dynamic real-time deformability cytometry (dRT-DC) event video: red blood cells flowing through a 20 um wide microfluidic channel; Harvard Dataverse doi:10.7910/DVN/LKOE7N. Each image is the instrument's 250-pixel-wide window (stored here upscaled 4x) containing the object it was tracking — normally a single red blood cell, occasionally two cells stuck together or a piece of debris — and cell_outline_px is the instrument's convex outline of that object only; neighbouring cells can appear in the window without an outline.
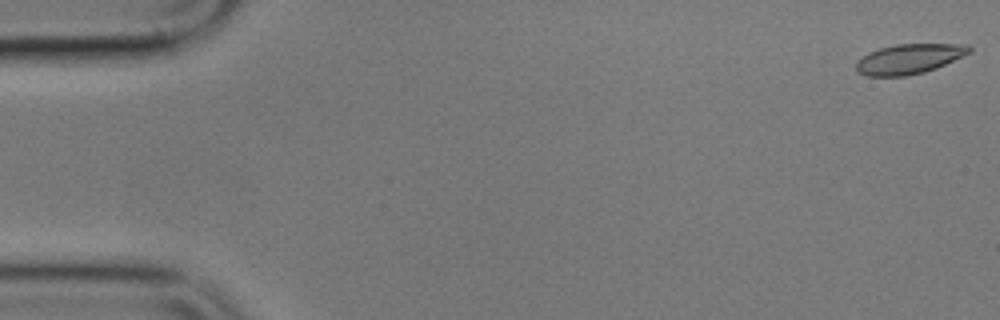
{"species": "common noctule bat (a hibernating species)", "species_latin": "Nyctalus noctula", "temperature_condition": "cold", "stored_images_in_passage": 56, "camera_frame_rate_fps": 3000, "um_per_image_px": 0.085, "animal": {"sex": "male", "body_mass_g": 17.9}, "frame": {"image": 1, "passage_image": 1, "time_ms": 0.0, "image_size_px": [1000, 320], "cell_outline_px": [[972, 52], [936, 68], [924, 72], [908, 76], [868, 76], [860, 72], [856, 68], [856, 64], [864, 56], [880, 48], [896, 44], [968, 44], [972, 48]], "centroid_in_image_um": [77.34, 5.0], "position_along_channel_um": 7.7, "area_um2": 19.48}}
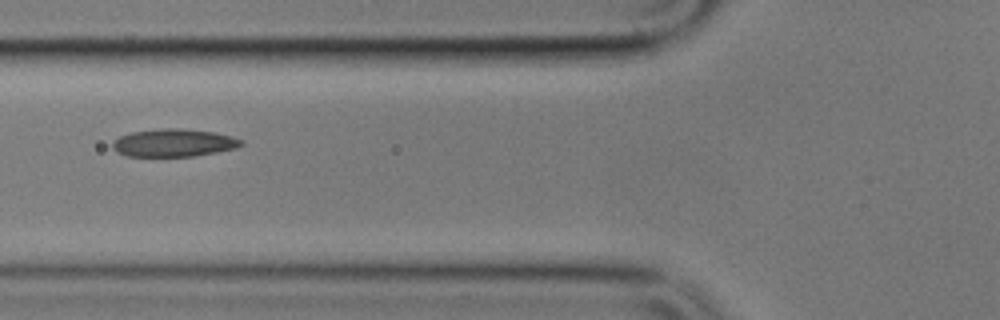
{"frame": {"image": 2, "passage_image": 21, "time_ms": 6.667, "image_size_px": [1000, 320], "cell_outline_px": [[244, 144], [236, 148], [216, 152], [192, 156], [128, 156], [116, 152], [112, 148], [112, 140], [120, 136], [132, 132], [160, 128], [180, 128], [212, 132], [232, 136], [244, 140]], "centroid_in_image_um": [14.76, 12.13], "position_along_channel_um": 111.0, "area_um2": 20.87}}
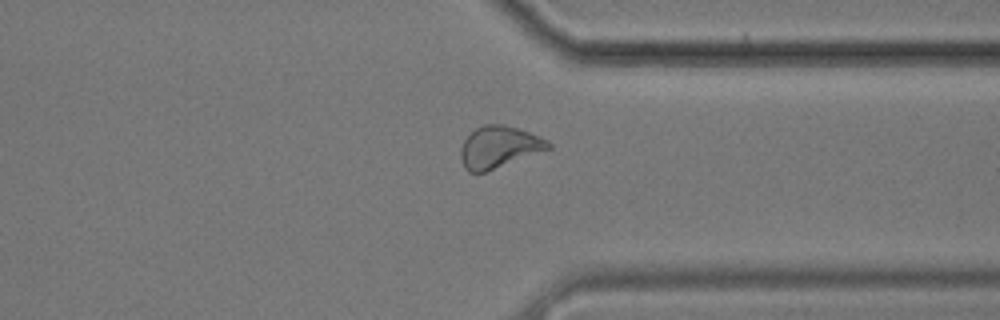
{"frame": {"image": 3, "passage_image": 43, "time_ms": 14.0, "image_size_px": [1000, 320], "cell_outline_px": [[552, 148], [484, 172], [468, 172], [464, 168], [460, 156], [460, 148], [464, 140], [476, 128], [484, 124], [504, 124], [540, 136], [548, 140], [552, 144]], "centroid_in_image_um": [42.41, 12.49], "position_along_channel_um": 369.0, "area_um2": 21.21}, "authors_computed_cell_mechanics": {"area_um2": 20.3745, "velocity_mm_per_s": 3.5302, "shape_relaxation_time_tau1_ms": null, "shape_relaxation_time_tau2_ms": 1.9091, "deformation_change_tau1": null, "deformation_change_tau2": 0.0774}}